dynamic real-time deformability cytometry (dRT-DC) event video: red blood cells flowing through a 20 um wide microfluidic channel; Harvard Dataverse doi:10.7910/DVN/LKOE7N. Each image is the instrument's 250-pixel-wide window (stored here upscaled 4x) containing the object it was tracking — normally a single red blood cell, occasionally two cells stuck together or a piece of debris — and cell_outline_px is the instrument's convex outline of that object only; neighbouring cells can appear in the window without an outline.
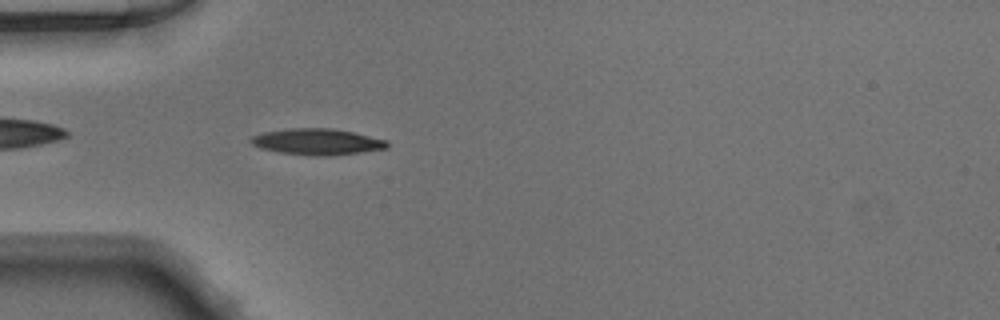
{"species": "Egyptian fruit bat (a non-hibernating species)", "species_latin": "Rousettus aegyptiacus", "temperature_condition": "warm", "stored_images_in_passage": 48, "camera_frame_rate_fps": 3000, "um_per_image_px": 0.085, "animal": {"sex": "male"}, "frame": {"image": 1, "passage_image": 14, "time_ms": 4.333, "image_size_px": [1000, 320], "cell_outline_px": [[388, 148], [360, 152], [328, 156], [320, 156], [280, 152], [260, 148], [252, 144], [248, 140], [252, 136], [264, 132], [292, 128], [332, 128], [352, 132], [388, 140]], "centroid_in_image_um": [26.96, 12.04], "position_along_channel_um": 58.0, "area_um2": 20.63}}
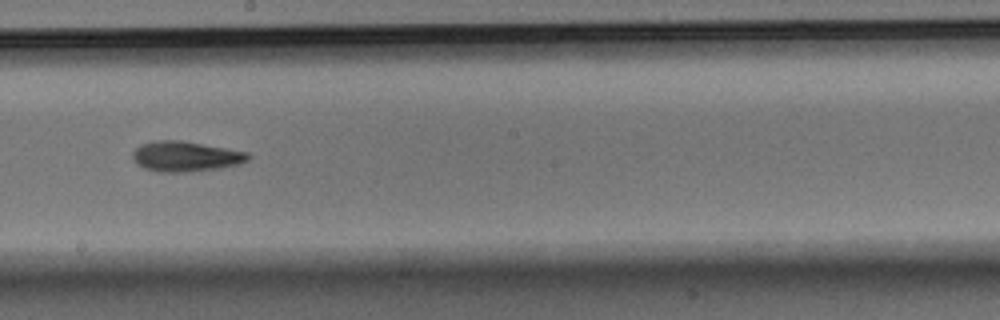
{"frame": {"image": 2, "passage_image": 27, "time_ms": 8.667, "image_size_px": [1000, 320], "cell_outline_px": [[252, 156], [248, 160], [240, 164], [220, 168], [188, 172], [156, 172], [144, 168], [136, 164], [132, 156], [132, 152], [140, 144], [156, 140], [180, 140], [248, 152]], "centroid_in_image_um": [15.76, 13.3], "position_along_channel_um": 232.4, "area_um2": 20.52}}
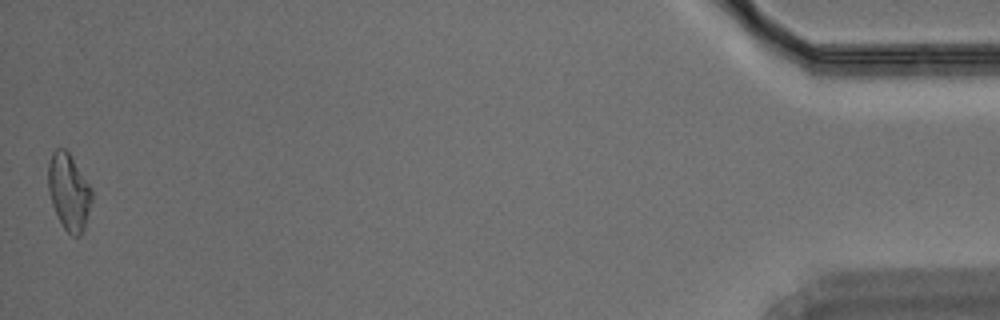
{"frame": {"image": 3, "passage_image": 48, "time_ms": 15.667, "image_size_px": [1000, 320], "cell_outline_px": [[92, 200], [84, 228], [80, 236], [72, 236], [64, 228], [52, 204], [48, 192], [48, 164], [52, 152], [56, 148], [64, 148], [68, 152], [92, 188]], "centroid_in_image_um": [5.85, 16.29], "position_along_channel_um": 429.4, "area_um2": 19.31}}